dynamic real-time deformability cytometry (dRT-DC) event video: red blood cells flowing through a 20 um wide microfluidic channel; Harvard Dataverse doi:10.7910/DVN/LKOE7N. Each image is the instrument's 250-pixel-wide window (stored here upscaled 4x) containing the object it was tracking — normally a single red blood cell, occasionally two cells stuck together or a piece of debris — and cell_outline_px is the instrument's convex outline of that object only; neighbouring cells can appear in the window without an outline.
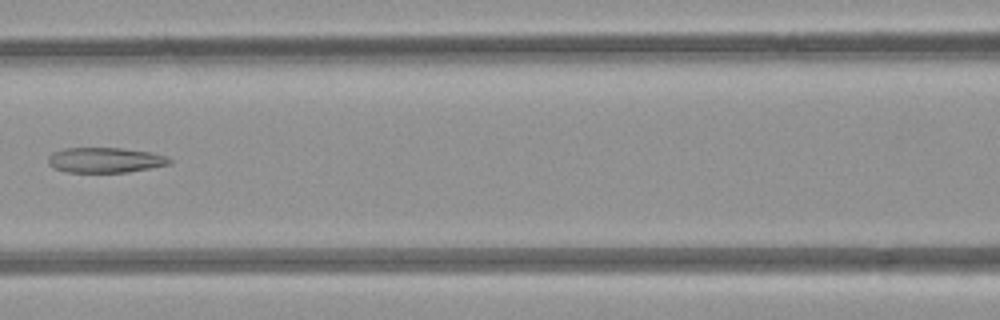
{"species": "common noctule bat (a hibernating species)", "species_latin": "Nyctalus noctula", "temperature_condition": "room temperature", "stored_images_in_passage": 8, "segment_of_instrument_passage": [1, 2], "camera_frame_rate_fps": 3000, "um_per_image_px": 0.085, "animal": {"sex": "female", "body_mass_g": 21.9}, "frame": {"image": 1, "passage_image": 6, "time_ms": 6.0, "image_size_px": [1000, 320], "cell_outline_px": [[172, 164], [128, 172], [64, 172], [52, 168], [48, 164], [48, 156], [52, 152], [64, 148], [120, 148], [152, 152], [168, 156], [172, 160]], "centroid_in_image_um": [8.94, 13.61], "position_along_channel_um": 157.7, "area_um2": 18.09}}
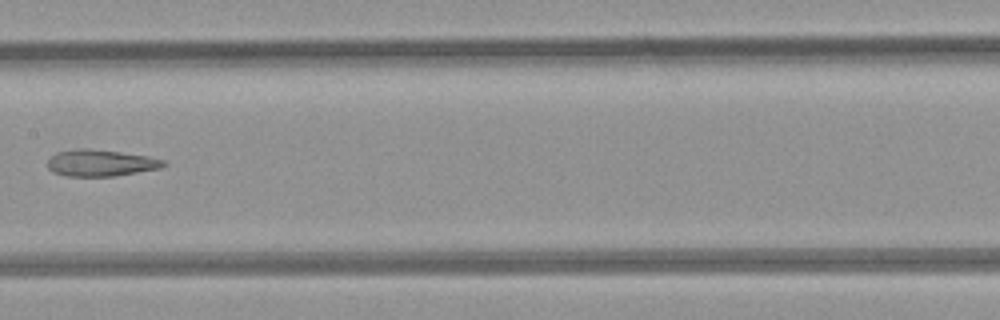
{"frame": {"image": 2, "passage_image": 7, "time_ms": 7.0, "image_size_px": [1000, 320], "cell_outline_px": [[168, 164], [160, 168], [112, 176], [64, 176], [52, 172], [48, 168], [48, 160], [56, 152], [76, 148], [88, 148], [120, 152], [148, 156], [164, 160]], "centroid_in_image_um": [8.53, 13.84], "position_along_channel_um": 198.9, "area_um2": 17.98}}